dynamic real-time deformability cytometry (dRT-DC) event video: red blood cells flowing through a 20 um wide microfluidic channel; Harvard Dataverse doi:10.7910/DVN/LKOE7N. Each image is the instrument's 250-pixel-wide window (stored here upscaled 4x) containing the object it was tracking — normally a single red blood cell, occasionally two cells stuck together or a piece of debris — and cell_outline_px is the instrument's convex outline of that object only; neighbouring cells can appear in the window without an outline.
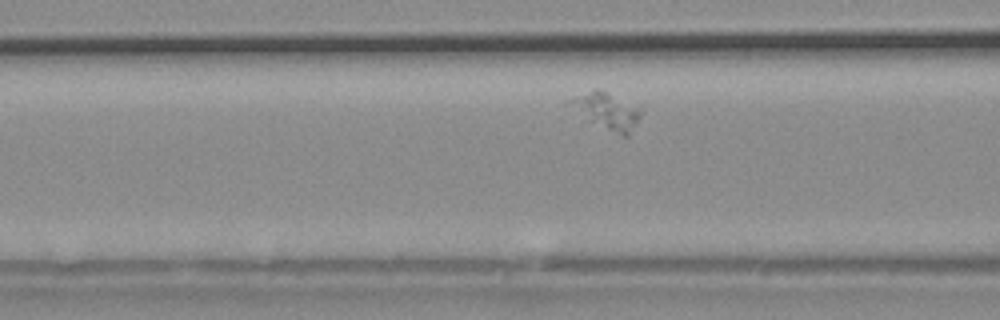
{"species": "common noctule bat (a hibernating species)", "species_latin": "Nyctalus noctula", "temperature_condition": "warm", "stored_images_in_passage": 3, "camera_frame_rate_fps": 3000, "um_per_image_px": 0.085, "animal": {"sex": "male", "body_mass_g": 20.4}, "frame": {"image": 1, "passage_image": 3, "time_ms": 0.667, "image_size_px": [1000, 320], "cell_outline_px": [[640, 116], [628, 136], [624, 136], [588, 120], [568, 100], [596, 88], [640, 108]], "centroid_in_image_um": [51.63, 9.44], "position_along_channel_um": 115.0, "area_um2": 13.87}}